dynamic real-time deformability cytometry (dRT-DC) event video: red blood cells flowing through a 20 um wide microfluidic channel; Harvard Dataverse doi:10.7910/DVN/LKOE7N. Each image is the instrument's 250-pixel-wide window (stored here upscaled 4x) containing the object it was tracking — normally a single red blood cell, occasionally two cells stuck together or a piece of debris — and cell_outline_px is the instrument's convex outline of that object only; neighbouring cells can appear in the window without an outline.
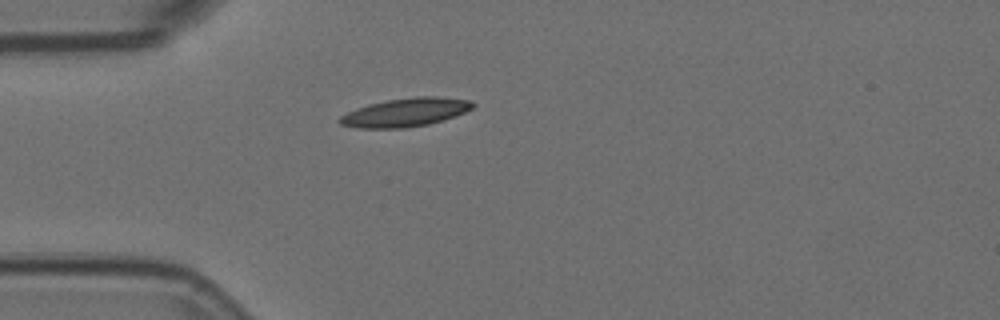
{"species": "Egyptian fruit bat (a non-hibernating species)", "species_latin": "Rousettus aegyptiacus", "temperature_condition": "room temperature", "stored_images_in_passage": 3, "camera_frame_rate_fps": 3000, "um_per_image_px": 0.085, "animal": {"sex": "female"}, "frame": {"image": 1, "passage_image": 3, "time_ms": 0.667, "image_size_px": [1000, 320], "cell_outline_px": [[476, 104], [472, 108], [456, 116], [444, 120], [428, 124], [404, 128], [360, 128], [340, 124], [336, 120], [340, 116], [356, 108], [368, 104], [388, 100], [416, 96], [436, 96], [472, 100]], "centroid_in_image_um": [34.48, 9.54], "position_along_channel_um": 50.5, "area_um2": 22.2}}